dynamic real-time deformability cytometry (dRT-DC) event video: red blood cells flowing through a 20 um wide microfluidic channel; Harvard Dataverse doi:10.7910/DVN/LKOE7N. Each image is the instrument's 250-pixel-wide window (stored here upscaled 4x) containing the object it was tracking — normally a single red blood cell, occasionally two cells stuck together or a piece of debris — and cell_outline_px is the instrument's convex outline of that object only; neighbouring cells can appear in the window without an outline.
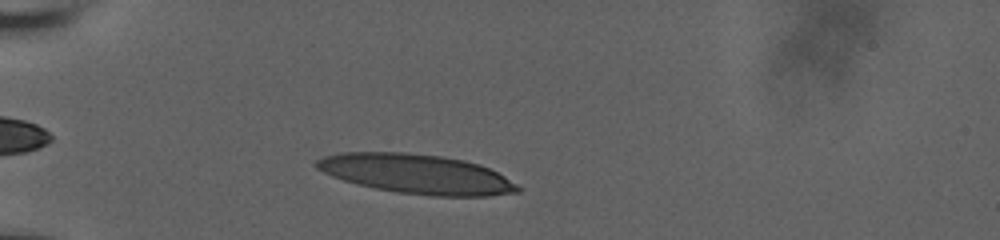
{"species": "human", "species_latin": "Homo sapiens", "temperature_condition": "room temperature", "stored_images_in_passage": 40, "camera_frame_rate_fps": 3000, "um_per_image_px": 0.085, "donor": {"sex": "male"}, "frame": {"image": 1, "passage_image": 7, "time_ms": 2.0, "image_size_px": [1000, 240], "cell_outline_px": [[520, 192], [488, 196], [432, 196], [396, 192], [376, 188], [344, 180], [332, 176], [316, 168], [312, 164], [316, 160], [324, 156], [340, 152], [408, 152], [440, 156], [464, 160], [480, 164], [504, 176], [516, 184], [520, 188]], "centroid_in_image_um": [35.39, 14.78], "position_along_channel_um": 49.6, "area_um2": 46.24}}
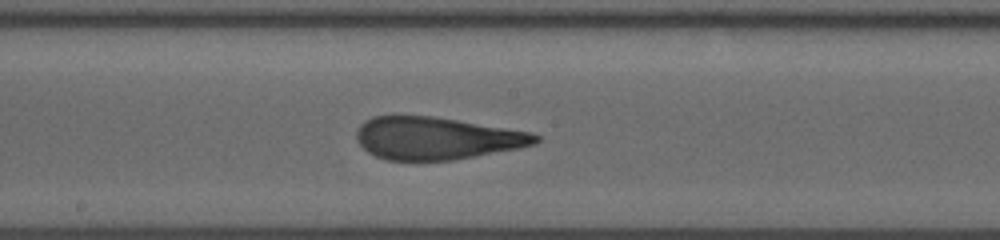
{"frame": {"image": 2, "passage_image": 22, "time_ms": 7.0, "image_size_px": [1000, 240], "cell_outline_px": [[540, 140], [536, 144], [520, 148], [476, 156], [452, 160], [388, 160], [376, 156], [368, 152], [356, 140], [356, 128], [364, 120], [372, 116], [432, 116], [532, 132], [540, 136]], "centroid_in_image_um": [37.1, 11.75], "position_along_channel_um": 211.1, "area_um2": 44.33}}
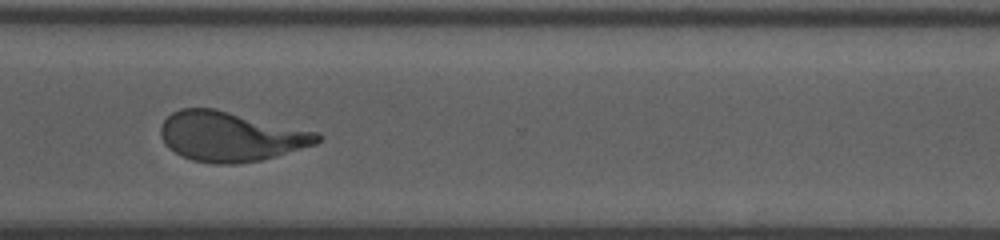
{"frame": {"image": 3, "passage_image": 33, "time_ms": 10.667, "image_size_px": [1000, 240], "cell_outline_px": [[324, 136], [316, 144], [260, 160], [236, 164], [212, 164], [192, 160], [168, 148], [164, 144], [160, 136], [160, 128], [164, 120], [172, 112], [180, 108], [216, 108], [320, 132]], "centroid_in_image_um": [19.61, 11.59], "position_along_channel_um": 351.0, "area_um2": 45.72}, "authors_computed_cell_mechanics": {"area_um2": 45.3152, "velocity_mm_per_s": 3.8293, "shape_relaxation_time_tau1_ms": 11.3672, "shape_relaxation_time_tau2_ms": 1.1644, "deformation_change_tau1": 0.37, "deformation_change_tau2": 0.1115}}